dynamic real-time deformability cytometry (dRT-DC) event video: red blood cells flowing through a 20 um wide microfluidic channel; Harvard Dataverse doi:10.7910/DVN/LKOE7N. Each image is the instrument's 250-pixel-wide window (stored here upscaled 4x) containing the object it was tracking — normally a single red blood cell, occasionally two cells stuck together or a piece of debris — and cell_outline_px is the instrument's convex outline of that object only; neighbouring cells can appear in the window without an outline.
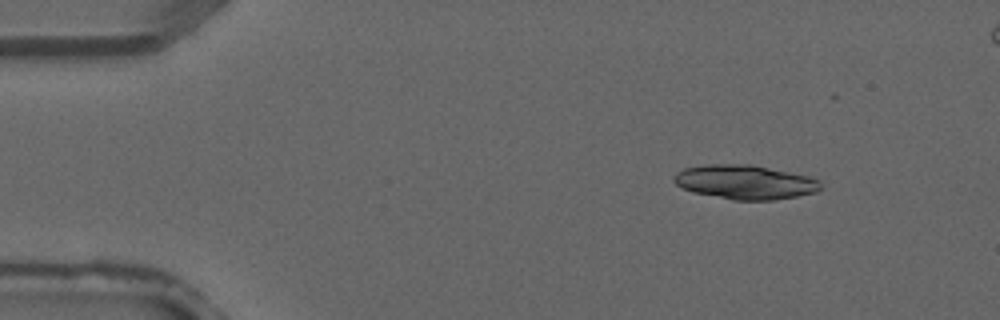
{"species": "common noctule bat (a hibernating species)", "species_latin": "Nyctalus noctula", "temperature_condition": "warm", "stored_images_in_passage": 4, "camera_frame_rate_fps": 3000, "um_per_image_px": 0.085, "animal": {"sex": "male", "forearm_length_mm": 52.5}, "frame": {"image": 1, "passage_image": 1, "time_ms": 0.0, "image_size_px": [1000, 320], "cell_outline_px": [[820, 188], [816, 192], [796, 196], [772, 200], [732, 200], [692, 192], [676, 184], [672, 180], [672, 176], [676, 172], [684, 168], [704, 164], [752, 164], [812, 176], [820, 180]], "centroid_in_image_um": [63.31, 15.46], "position_along_channel_um": 21.7, "area_um2": 29.59}}
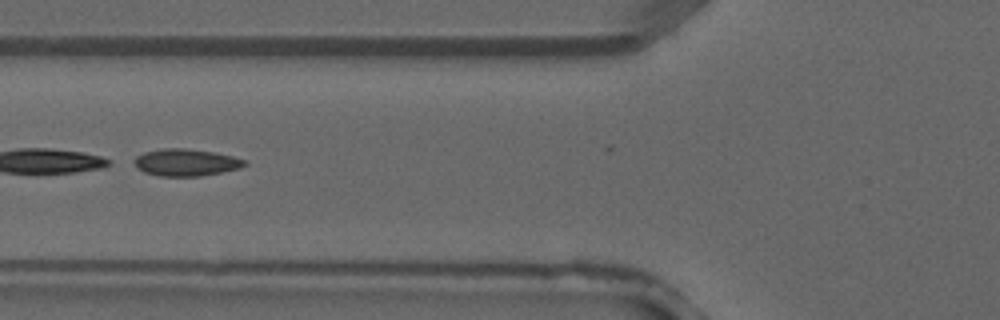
{"frame": {"image": 2, "passage_image": 4, "time_ms": 1.0, "image_size_px": [1000, 320], "cell_outline_px": [[248, 164], [240, 168], [200, 176], [160, 176], [144, 172], [136, 168], [136, 156], [144, 152], [164, 148], [184, 148], [216, 152], [232, 156], [244, 160]], "centroid_in_image_um": [15.81, 13.8], "position_along_channel_um": 110.0, "area_um2": 17.28}}